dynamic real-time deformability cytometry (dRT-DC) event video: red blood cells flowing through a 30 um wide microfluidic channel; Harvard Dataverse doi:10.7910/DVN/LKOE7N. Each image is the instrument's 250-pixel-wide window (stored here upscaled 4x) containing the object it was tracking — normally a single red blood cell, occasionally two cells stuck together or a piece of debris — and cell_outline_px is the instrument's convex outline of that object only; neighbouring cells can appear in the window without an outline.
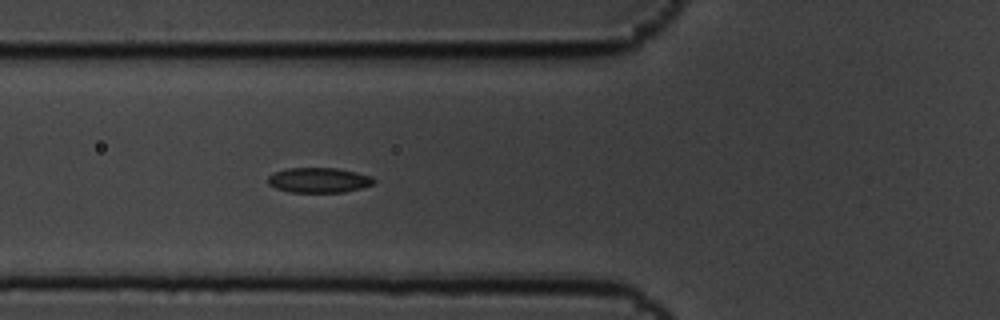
{"species": "common noctule bat (a hibernating species)", "species_latin": "Nyctalus noctula", "temperature_condition": "cold", "stored_images_in_passage": 8, "segment_of_instrument_passage": [1, 2], "camera_frame_rate_fps": 3000, "um_per_image_px": 0.085, "animal": {"sex": "male", "body_mass_g": 19.5, "forearm_length_mm": 54.6}, "frame": {"image": 1, "passage_image": 7, "time_ms": 2.0, "image_size_px": [1000, 320], "cell_outline_px": [[376, 180], [372, 184], [360, 188], [344, 192], [288, 192], [276, 188], [268, 184], [268, 176], [272, 172], [288, 168], [336, 168], [356, 172], [372, 176]], "centroid_in_image_um": [27.07, 15.31], "position_along_channel_um": 98.7, "area_um2": 15.49}}